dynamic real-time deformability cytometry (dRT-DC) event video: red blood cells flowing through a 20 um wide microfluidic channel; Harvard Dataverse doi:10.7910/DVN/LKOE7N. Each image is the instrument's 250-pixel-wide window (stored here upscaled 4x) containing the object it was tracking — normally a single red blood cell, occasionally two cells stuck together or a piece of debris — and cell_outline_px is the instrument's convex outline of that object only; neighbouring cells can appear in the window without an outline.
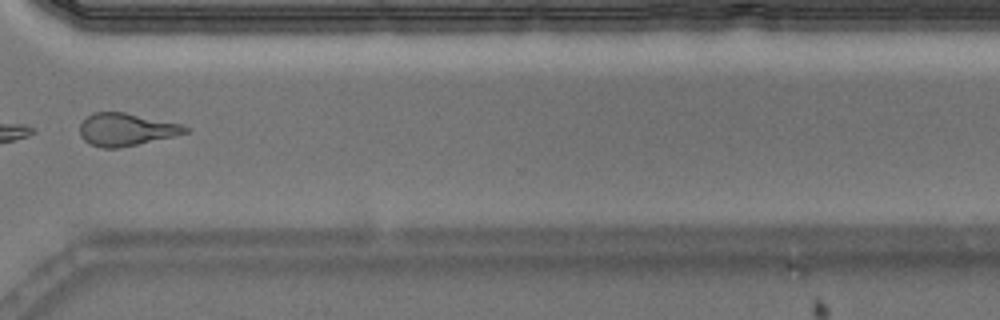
{"species": "Egyptian fruit bat (a non-hibernating species)", "species_latin": "Rousettus aegyptiacus", "temperature_condition": "warm", "stored_images_in_passage": 27, "camera_frame_rate_fps": 3000, "um_per_image_px": 0.085, "animal": {"sex": "male"}, "frame": {"image": 1, "passage_image": 20, "time_ms": 6.333, "image_size_px": [1000, 320], "cell_outline_px": [[188, 132], [172, 136], [136, 144], [116, 148], [104, 148], [88, 144], [80, 136], [80, 124], [92, 112], [124, 112], [180, 124], [188, 128]], "centroid_in_image_um": [10.66, 11.0], "position_along_channel_um": 359.9, "area_um2": 19.65}}